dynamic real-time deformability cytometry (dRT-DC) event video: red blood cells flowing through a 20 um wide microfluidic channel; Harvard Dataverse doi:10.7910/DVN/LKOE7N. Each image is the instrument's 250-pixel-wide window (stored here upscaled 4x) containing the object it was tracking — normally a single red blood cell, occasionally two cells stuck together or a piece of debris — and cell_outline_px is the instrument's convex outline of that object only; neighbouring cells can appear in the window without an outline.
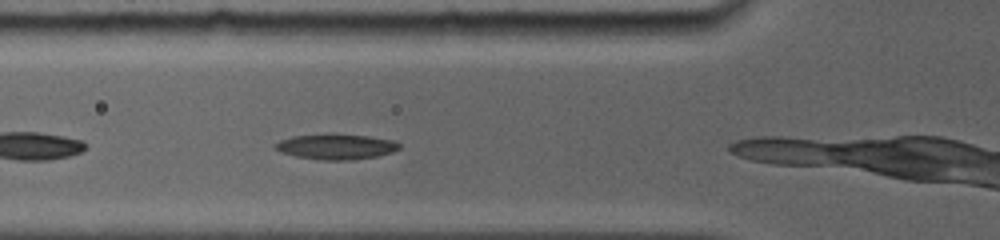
{"species": "common noctule bat (a hibernating species)", "species_latin": "Nyctalus noctula", "temperature_condition": "room temperature", "stored_images_in_passage": 6, "camera_frame_rate_fps": 5000, "um_per_image_px": 0.085, "animal": {"sex": "female", "body_mass_g": 19.0, "forearm_length_mm": 56.7}, "frame": {"image": 1, "passage_image": 4, "time_ms": 1.0, "image_size_px": [1000, 240], "cell_outline_px": [[400, 148], [392, 152], [376, 156], [352, 160], [324, 160], [296, 156], [280, 152], [272, 148], [272, 144], [280, 140], [292, 136], [324, 132], [332, 132], [368, 136], [392, 140], [400, 144]], "centroid_in_image_um": [28.49, 12.43], "position_along_channel_um": 97.3, "area_um2": 18.9}}
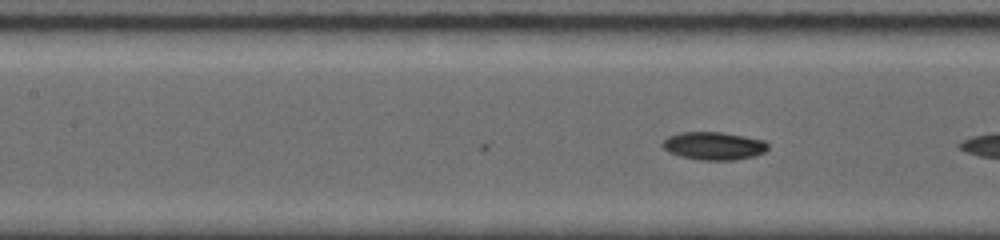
{"frame": {"image": 2, "passage_image": 6, "time_ms": 1.6, "image_size_px": [1000, 240], "cell_outline_px": [[768, 148], [764, 152], [756, 156], [736, 160], [700, 160], [680, 156], [668, 152], [660, 144], [668, 136], [680, 132], [724, 132], [764, 140], [768, 144]], "centroid_in_image_um": [60.67, 12.4], "position_along_channel_um": 146.7, "area_um2": 17.34}}